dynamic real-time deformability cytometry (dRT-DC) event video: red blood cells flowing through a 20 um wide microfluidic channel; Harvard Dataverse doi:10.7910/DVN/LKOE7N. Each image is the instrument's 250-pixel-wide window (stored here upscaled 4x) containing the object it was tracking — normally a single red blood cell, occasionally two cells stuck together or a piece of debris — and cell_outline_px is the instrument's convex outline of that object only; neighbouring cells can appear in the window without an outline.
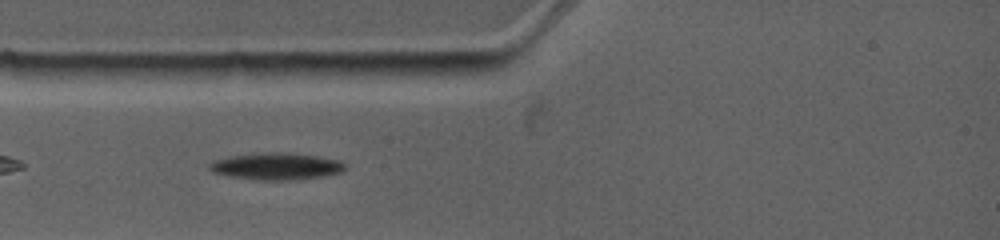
{"species": "common noctule bat (a hibernating species)", "species_latin": "Nyctalus noctula", "temperature_condition": "warm", "stored_images_in_passage": 3, "camera_frame_rate_fps": 4500, "um_per_image_px": 0.085, "animal": {"sex": "female", "body_mass_g": 19.0, "forearm_length_mm": 53.3}, "frame": {"image": 1, "passage_image": 2, "time_ms": 1.111, "image_size_px": [1000, 240], "cell_outline_px": [[348, 168], [340, 172], [324, 176], [288, 180], [256, 180], [228, 176], [212, 172], [208, 168], [208, 164], [212, 160], [228, 156], [268, 152], [288, 152], [316, 156], [340, 160], [348, 164]], "centroid_in_image_um": [23.48, 14.13], "position_along_channel_um": 61.5, "area_um2": 21.56}}